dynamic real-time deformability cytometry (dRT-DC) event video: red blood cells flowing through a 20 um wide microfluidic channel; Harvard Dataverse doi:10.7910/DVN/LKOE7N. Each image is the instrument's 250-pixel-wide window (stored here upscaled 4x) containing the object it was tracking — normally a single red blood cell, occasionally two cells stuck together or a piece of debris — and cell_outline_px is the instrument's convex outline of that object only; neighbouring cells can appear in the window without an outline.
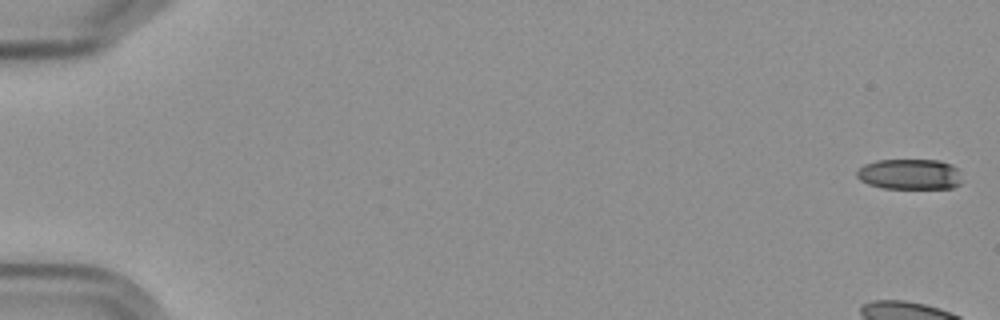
{"species": "Egyptian fruit bat (a non-hibernating species)", "species_latin": "Rousettus aegyptiacus", "temperature_condition": "cold", "stored_images_in_passage": 17, "camera_frame_rate_fps": 3000, "um_per_image_px": 0.085, "frame": {"image": 1, "passage_image": 1, "time_ms": 0.0, "image_size_px": [1000, 320], "cell_outline_px": [[960, 184], [952, 188], [880, 188], [868, 184], [860, 180], [856, 176], [856, 172], [864, 164], [876, 160], [940, 160], [952, 164], [956, 168], [960, 180]], "centroid_in_image_um": [77.29, 14.81], "position_along_channel_um": 7.7, "area_um2": 18.73}}
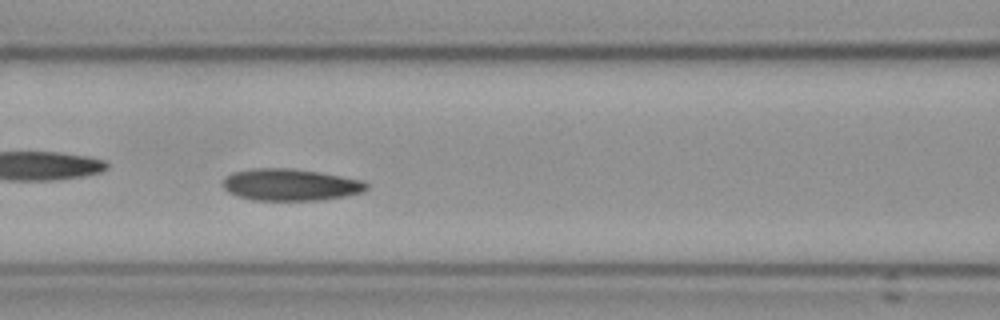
{"frame": {"image": 2, "passage_image": 8, "time_ms": 9.0, "image_size_px": [1000, 320], "cell_outline_px": [[368, 188], [364, 192], [344, 196], [320, 200], [252, 200], [236, 196], [228, 192], [220, 184], [224, 176], [232, 172], [252, 168], [292, 168], [320, 172], [364, 180], [368, 184]], "centroid_in_image_um": [24.65, 15.69], "position_along_channel_um": 142.0, "area_um2": 27.11}}
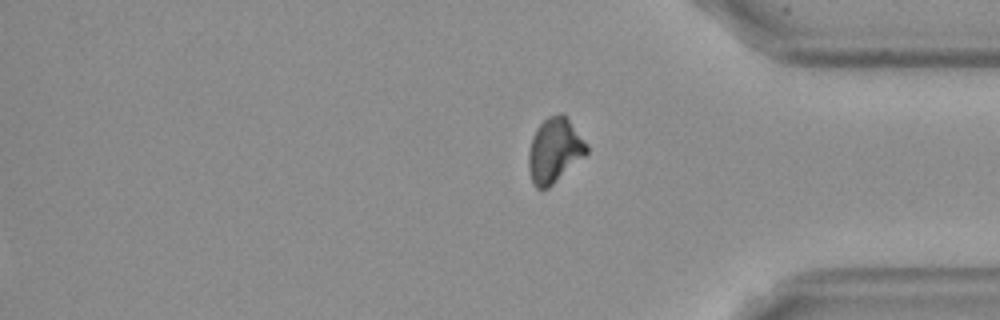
{"frame": {"image": 3, "passage_image": 17, "time_ms": 20.333, "image_size_px": [1000, 320], "cell_outline_px": [[588, 152], [584, 156], [548, 188], [536, 188], [532, 184], [528, 168], [528, 152], [532, 136], [536, 128], [548, 116], [560, 112], [568, 120], [588, 144]], "centroid_in_image_um": [47.1, 12.78], "position_along_channel_um": 388.1, "area_um2": 21.73}}